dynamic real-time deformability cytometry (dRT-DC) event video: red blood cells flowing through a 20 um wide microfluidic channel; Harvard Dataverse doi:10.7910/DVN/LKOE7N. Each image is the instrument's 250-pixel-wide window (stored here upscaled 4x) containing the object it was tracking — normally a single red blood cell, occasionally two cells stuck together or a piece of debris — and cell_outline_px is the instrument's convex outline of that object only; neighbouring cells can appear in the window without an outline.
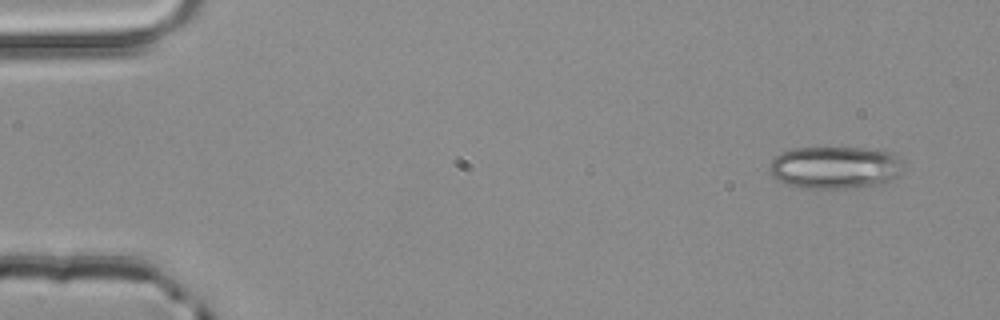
{"species": "common noctule bat (a hibernating species)", "species_latin": "Nyctalus noctula", "temperature_condition": "room temperature", "stored_images_in_passage": 3, "camera_frame_rate_fps": 3000, "um_per_image_px": 0.085, "animal": {"sex": "male", "body_mass_g": 20.4}, "frame": {"image": 1, "passage_image": 1, "time_ms": 0.0, "image_size_px": [1000, 320], "cell_outline_px": [[904, 172], [888, 184], [844, 188], [804, 188], [788, 184], [772, 176], [768, 172], [768, 168], [772, 160], [780, 152], [792, 148], [868, 148], [888, 152], [896, 156], [900, 160]], "centroid_in_image_um": [71.0, 14.24], "position_along_channel_um": 14.0, "area_um2": 33.41}}